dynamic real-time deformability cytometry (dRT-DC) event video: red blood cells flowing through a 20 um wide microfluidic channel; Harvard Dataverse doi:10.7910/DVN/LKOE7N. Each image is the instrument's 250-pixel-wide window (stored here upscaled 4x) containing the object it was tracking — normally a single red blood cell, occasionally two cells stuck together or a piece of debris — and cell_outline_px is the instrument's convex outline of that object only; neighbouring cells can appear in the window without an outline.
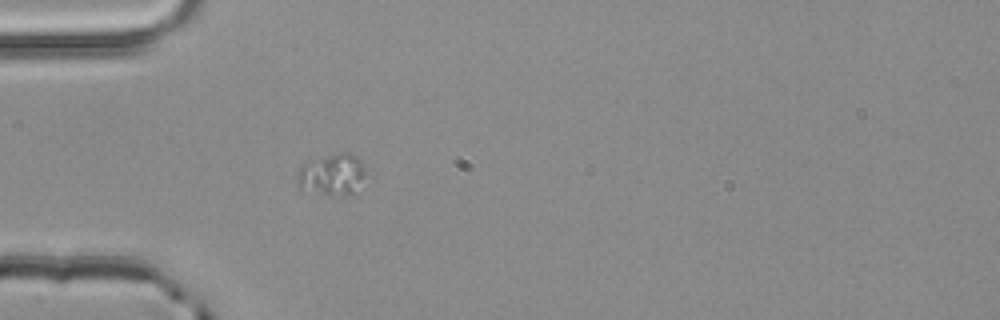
{"species": "common noctule bat (a hibernating species)", "species_latin": "Nyctalus noctula", "temperature_condition": "room temperature", "stored_images_in_passage": 2, "camera_frame_rate_fps": 3000, "um_per_image_px": 0.085, "animal": {"sex": "male", "body_mass_g": 20.4}, "frame": {"image": 1, "passage_image": 2, "time_ms": 0.333, "image_size_px": [1000, 320], "cell_outline_px": [[372, 176], [348, 196], [300, 188], [296, 184], [296, 176], [300, 168], [308, 160], [340, 152], [348, 152], [356, 156], [364, 164]], "centroid_in_image_um": [28.34, 14.8], "position_along_channel_um": 56.7, "area_um2": 16.94}}